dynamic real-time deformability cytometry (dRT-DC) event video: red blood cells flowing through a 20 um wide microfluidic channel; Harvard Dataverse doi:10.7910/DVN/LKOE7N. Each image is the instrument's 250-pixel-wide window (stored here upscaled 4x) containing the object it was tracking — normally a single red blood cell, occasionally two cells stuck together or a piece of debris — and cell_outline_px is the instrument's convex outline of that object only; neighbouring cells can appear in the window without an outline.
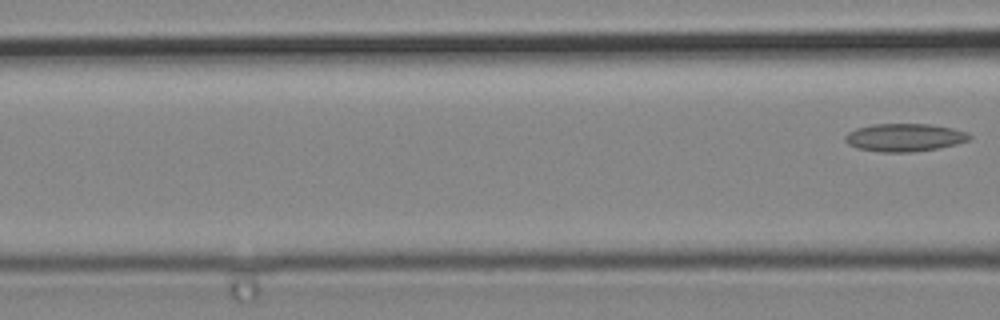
{"species": "common noctule bat (a hibernating species)", "species_latin": "Nyctalus noctula", "temperature_condition": "cold", "stored_images_in_passage": 6, "camera_frame_rate_fps": 3000, "um_per_image_px": 0.085, "animal": {"sex": "male", "body_mass_g": 19.2, "forearm_length_mm": 51.8}, "frame": {"image": 1, "passage_image": 6, "time_ms": 1.667, "image_size_px": [1000, 320], "cell_outline_px": [[972, 136], [968, 140], [956, 144], [940, 148], [912, 152], [880, 152], [856, 148], [848, 144], [844, 140], [844, 136], [848, 132], [856, 128], [872, 124], [928, 124], [952, 128], [968, 132]], "centroid_in_image_um": [76.86, 11.69], "position_along_channel_um": 89.7, "area_um2": 20.35}}